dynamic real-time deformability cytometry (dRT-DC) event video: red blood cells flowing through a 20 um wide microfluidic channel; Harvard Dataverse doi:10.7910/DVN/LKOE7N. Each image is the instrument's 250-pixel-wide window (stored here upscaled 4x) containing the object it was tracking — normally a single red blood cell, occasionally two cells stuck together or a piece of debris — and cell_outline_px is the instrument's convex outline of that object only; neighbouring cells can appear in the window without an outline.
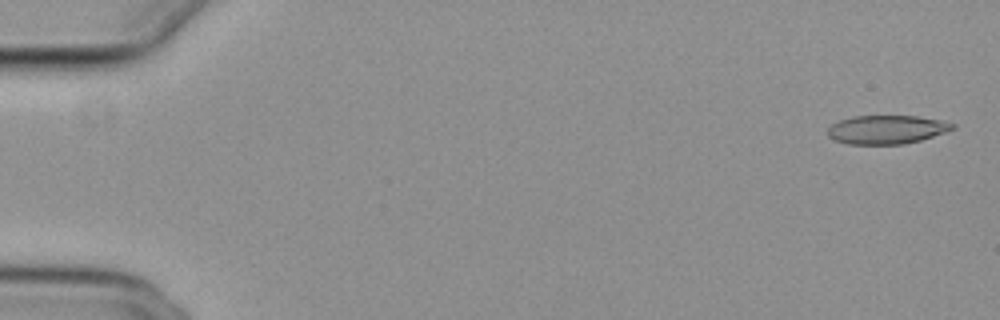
{"species": "common noctule bat (a hibernating species)", "species_latin": "Nyctalus noctula", "temperature_condition": "cold", "stored_images_in_passage": 9, "camera_frame_rate_fps": 3000, "um_per_image_px": 0.085, "animal": {"sex": "female", "body_mass_g": 29.2, "forearm_length_mm": 56.3}, "frame": {"image": 1, "passage_image": 2, "time_ms": 0.333, "image_size_px": [1000, 320], "cell_outline_px": [[956, 128], [920, 140], [904, 144], [848, 144], [836, 140], [828, 136], [828, 128], [832, 124], [840, 120], [852, 116], [916, 116], [944, 120], [956, 124]], "centroid_in_image_um": [75.39, 11.0], "position_along_channel_um": 9.6, "area_um2": 20.81}}